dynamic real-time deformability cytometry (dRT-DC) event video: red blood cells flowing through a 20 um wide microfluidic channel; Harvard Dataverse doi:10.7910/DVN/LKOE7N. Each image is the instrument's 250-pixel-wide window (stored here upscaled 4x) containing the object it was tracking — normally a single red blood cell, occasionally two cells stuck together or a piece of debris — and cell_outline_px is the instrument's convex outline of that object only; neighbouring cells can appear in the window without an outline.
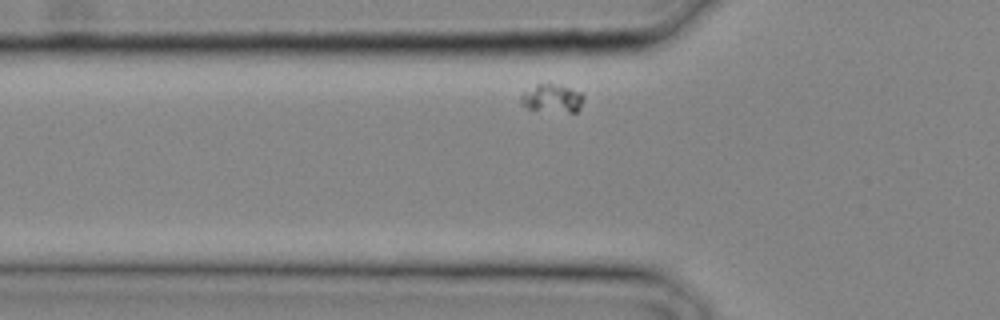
{"species": "common noctule bat (a hibernating species)", "species_latin": "Nyctalus noctula", "temperature_condition": "cold", "stored_images_in_passage": 17, "camera_frame_rate_fps": 3000, "um_per_image_px": 0.085, "animal": {"sex": "male", "body_mass_g": 20.4}, "frame": {"image": 1, "passage_image": 2, "time_ms": 0.333, "image_size_px": [1000, 320], "cell_outline_px": [[584, 100], [580, 108], [576, 112], [568, 112], [528, 108], [520, 104], [520, 96], [524, 92], [536, 84], [552, 84], [568, 88], [580, 92], [584, 96]], "centroid_in_image_um": [46.93, 8.36], "position_along_channel_um": 78.9, "area_um2": 10.06}}
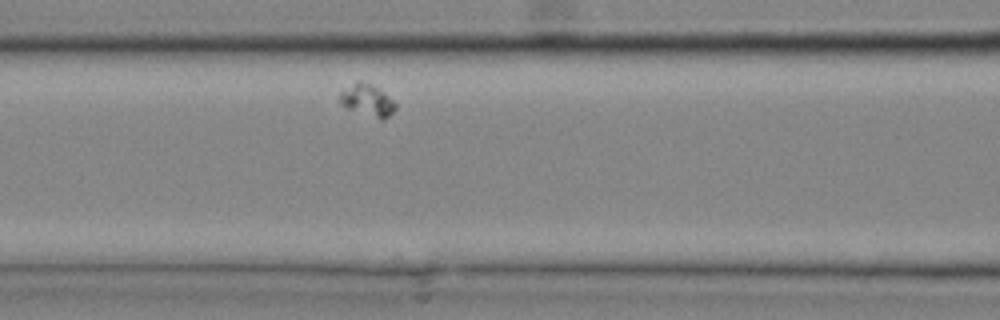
{"frame": {"image": 2, "passage_image": 5, "time_ms": 1.333, "image_size_px": [1000, 320], "cell_outline_px": [[396, 108], [384, 120], [380, 120], [348, 108], [340, 104], [340, 92], [356, 80], [368, 80], [384, 92], [396, 104]], "centroid_in_image_um": [31.22, 8.48], "position_along_channel_um": 135.4, "area_um2": 10.52}}
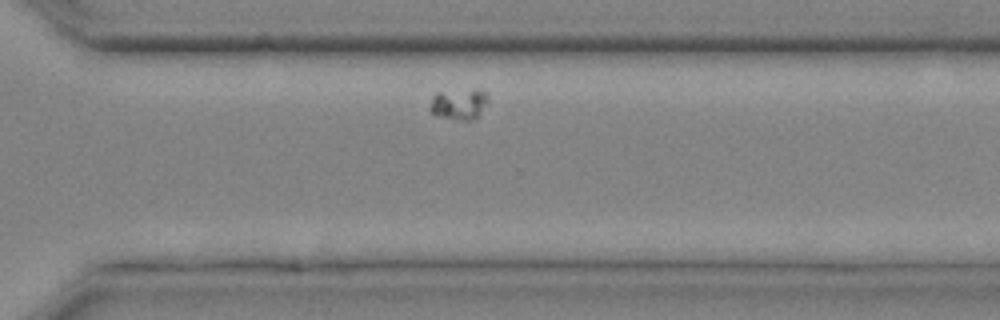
{"frame": {"image": 3, "passage_image": 15, "time_ms": 4.667, "image_size_px": [1000, 320], "cell_outline_px": [[488, 104], [476, 116], [468, 120], [456, 120], [432, 112], [428, 108], [432, 96], [436, 92], [476, 88], [488, 92]], "centroid_in_image_um": [39.04, 8.79], "position_along_channel_um": 331.6, "area_um2": 10.58}}